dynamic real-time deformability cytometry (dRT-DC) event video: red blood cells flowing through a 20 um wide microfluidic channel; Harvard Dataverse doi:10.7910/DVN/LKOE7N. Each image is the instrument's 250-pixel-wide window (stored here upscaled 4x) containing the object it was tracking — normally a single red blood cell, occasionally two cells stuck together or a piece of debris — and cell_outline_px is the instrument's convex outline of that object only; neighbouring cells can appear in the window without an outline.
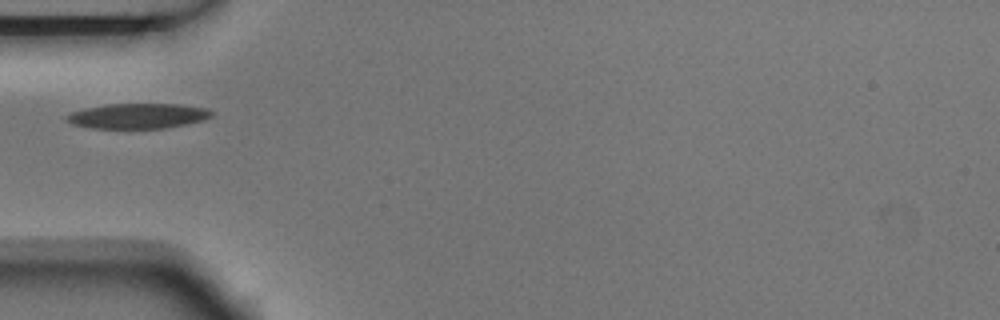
{"species": "Egyptian fruit bat (a non-hibernating species)", "species_latin": "Rousettus aegyptiacus", "temperature_condition": "room temperature", "stored_images_in_passage": 4, "camera_frame_rate_fps": 3000, "um_per_image_px": 0.085, "animal": {"sex": "male"}, "frame": {"image": 1, "passage_image": 1, "time_ms": 0.0, "image_size_px": [1000, 320], "cell_outline_px": [[216, 112], [212, 116], [204, 120], [164, 128], [88, 128], [72, 124], [64, 116], [72, 112], [84, 108], [108, 104], [180, 104], [208, 108]], "centroid_in_image_um": [11.75, 9.85], "position_along_channel_um": 73.3, "area_um2": 21.33}}
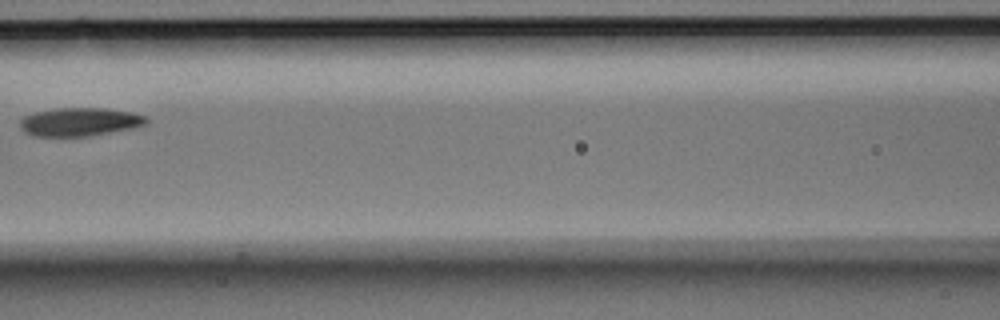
{"frame": {"image": 2, "passage_image": 3, "time_ms": 0.667, "image_size_px": [1000, 320], "cell_outline_px": [[148, 124], [132, 128], [88, 136], [36, 136], [24, 132], [20, 128], [20, 120], [24, 116], [36, 112], [56, 108], [104, 108], [132, 112], [144, 116], [148, 120]], "centroid_in_image_um": [6.77, 10.36], "position_along_channel_um": 159.8, "area_um2": 20.81}}
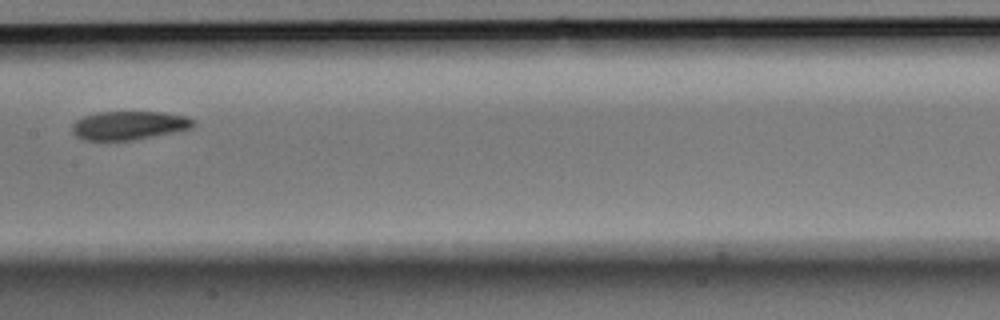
{"frame": {"image": 3, "passage_image": 4, "time_ms": 1.0, "image_size_px": [1000, 320], "cell_outline_px": [[196, 124], [192, 128], [132, 140], [84, 140], [76, 136], [72, 132], [72, 124], [76, 120], [84, 116], [96, 112], [164, 112], [184, 116], [196, 120]], "centroid_in_image_um": [10.95, 10.65], "position_along_channel_um": 196.4, "area_um2": 20.17}}